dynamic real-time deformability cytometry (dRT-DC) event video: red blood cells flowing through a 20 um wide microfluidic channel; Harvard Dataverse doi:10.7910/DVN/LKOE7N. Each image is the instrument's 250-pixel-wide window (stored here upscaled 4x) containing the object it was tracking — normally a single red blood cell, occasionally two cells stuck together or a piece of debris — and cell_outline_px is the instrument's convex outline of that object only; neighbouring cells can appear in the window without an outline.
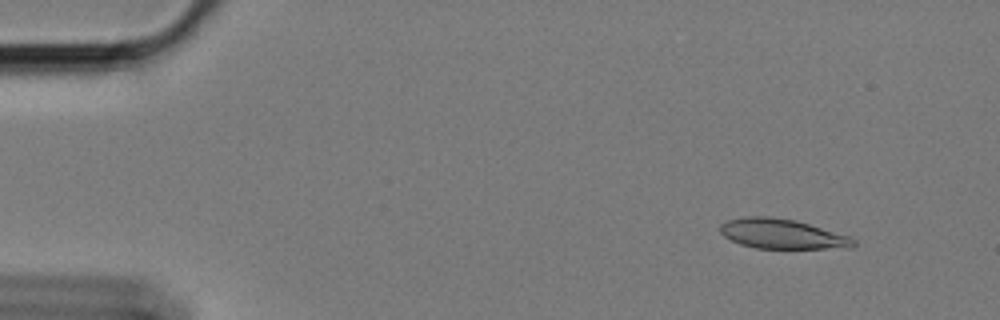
{"species": "Egyptian fruit bat (a non-hibernating species)", "species_latin": "Rousettus aegyptiacus", "temperature_condition": "cold", "stored_images_in_passage": 59, "camera_frame_rate_fps": 3000, "um_per_image_px": 0.085, "animal": {"sex": "female"}, "frame": {"image": 1, "passage_image": 6, "time_ms": 1.667, "image_size_px": [1000, 320], "cell_outline_px": [[856, 244], [852, 248], [756, 248], [740, 244], [724, 236], [720, 232], [720, 224], [728, 220], [744, 216], [772, 216], [796, 220], [848, 236], [856, 240]], "centroid_in_image_um": [66.46, 19.87], "position_along_channel_um": 18.5, "area_um2": 23.12}}
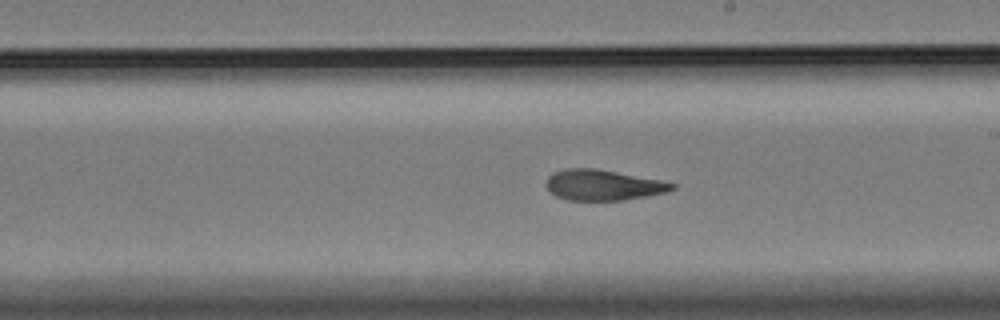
{"frame": {"image": 2, "passage_image": 34, "time_ms": 11.0, "image_size_px": [1000, 320], "cell_outline_px": [[676, 188], [668, 192], [624, 200], [568, 200], [556, 196], [544, 184], [548, 176], [552, 172], [568, 168], [596, 168], [660, 180], [676, 184]], "centroid_in_image_um": [51.25, 15.72], "position_along_channel_um": 237.7, "area_um2": 22.48}}
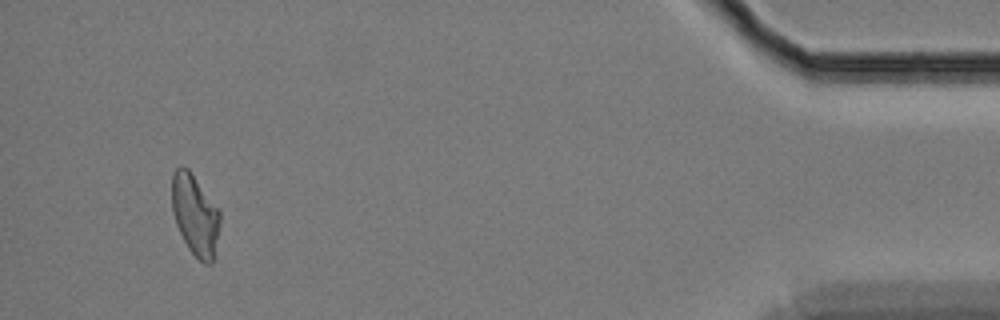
{"frame": {"image": 3, "passage_image": 56, "time_ms": 18.333, "image_size_px": [1000, 320], "cell_outline_px": [[220, 224], [212, 264], [204, 264], [188, 248], [176, 224], [172, 212], [172, 172], [180, 164], [188, 168], [220, 212]], "centroid_in_image_um": [16.56, 18.25], "position_along_channel_um": 418.6, "area_um2": 22.48}, "authors_computed_cell_mechanics": {"area_um2": 23.2356, "velocity_mm_per_s": 3.3829, "shape_relaxation_time_tau1_ms": 9.385, "shape_relaxation_time_tau2_ms": 2.6364, "deformation_change_tau1": 0.2109, "deformation_change_tau2": 0.0814}}